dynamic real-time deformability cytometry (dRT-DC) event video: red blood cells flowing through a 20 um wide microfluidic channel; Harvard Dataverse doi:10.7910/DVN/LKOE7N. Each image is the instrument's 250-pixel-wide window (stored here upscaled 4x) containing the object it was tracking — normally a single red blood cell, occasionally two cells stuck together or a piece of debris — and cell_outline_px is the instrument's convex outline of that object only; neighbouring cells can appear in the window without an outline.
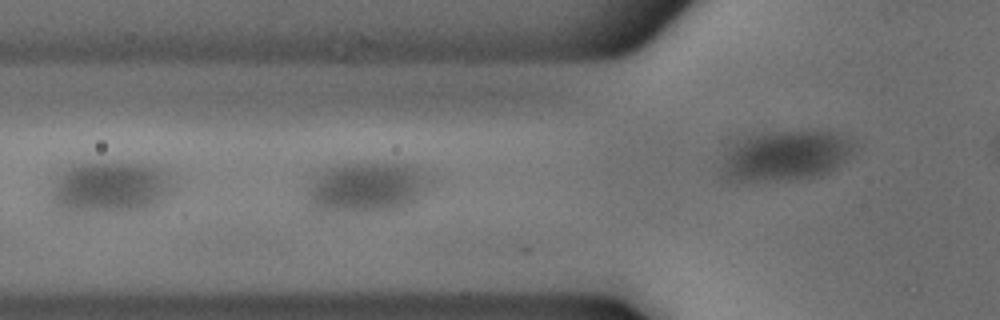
{"species": "common noctule bat (a hibernating species)", "species_latin": "Nyctalus noctula", "temperature_condition": "cold", "stored_images_in_passage": 39, "camera_frame_rate_fps": 3000, "um_per_image_px": 0.085, "animal": {"sex": "male", "body_mass_g": 18.8}, "frame": {"image": 1, "passage_image": 4, "time_ms": 1.0, "image_size_px": [1000, 320], "cell_outline_px": [[432, 180], [424, 192], [416, 200], [404, 208], [380, 212], [320, 212], [308, 208], [308, 188], [316, 176], [324, 168], [364, 160], [408, 164], [420, 168]], "centroid_in_image_um": [31.17, 15.91], "position_along_channel_um": 94.6, "area_um2": 37.45}}
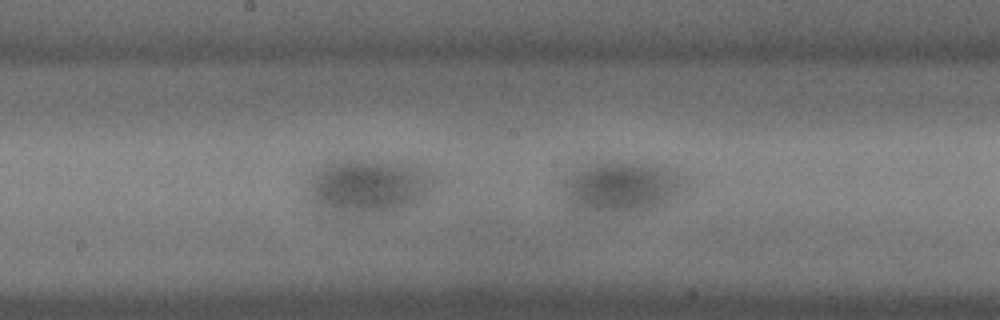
{"frame": {"image": 2, "passage_image": 12, "time_ms": 3.667, "image_size_px": [1000, 320], "cell_outline_px": [[684, 188], [652, 208], [636, 212], [608, 212], [572, 208], [568, 204], [564, 192], [564, 180], [568, 176], [584, 164], [596, 160], [612, 160], [652, 164], [672, 168], [684, 176]], "centroid_in_image_um": [52.78, 15.82], "position_along_channel_um": 195.4, "area_um2": 36.18}}
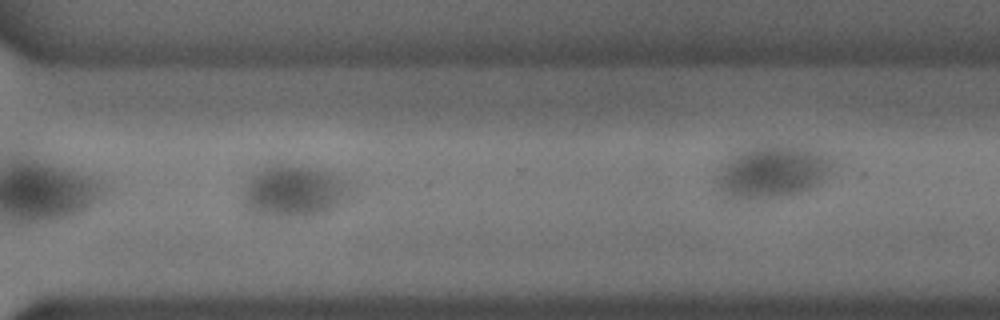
{"frame": {"image": 3, "passage_image": 24, "time_ms": 7.667, "image_size_px": [1000, 320], "cell_outline_px": [[348, 192], [340, 204], [336, 208], [328, 212], [312, 216], [268, 216], [252, 212], [244, 204], [244, 184], [248, 176], [260, 168], [268, 164], [292, 164], [316, 168], [328, 172], [336, 176], [348, 184]], "centroid_in_image_um": [24.91, 16.23], "position_along_channel_um": 345.7, "area_um2": 32.37}}